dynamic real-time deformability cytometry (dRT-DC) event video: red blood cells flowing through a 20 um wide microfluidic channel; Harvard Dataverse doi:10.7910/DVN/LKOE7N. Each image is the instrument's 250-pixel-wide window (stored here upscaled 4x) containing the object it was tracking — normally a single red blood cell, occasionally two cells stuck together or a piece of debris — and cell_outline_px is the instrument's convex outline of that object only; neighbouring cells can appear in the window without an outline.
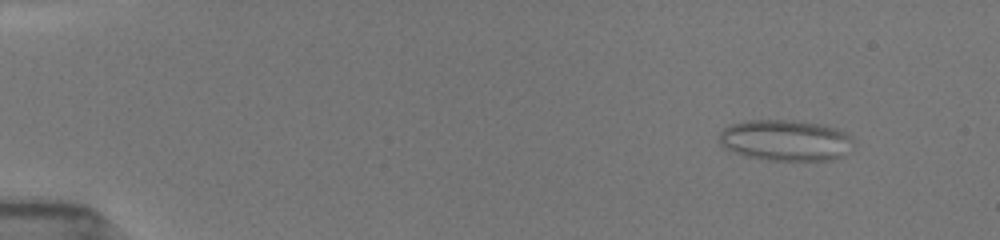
{"species": "common noctule bat (a hibernating species)", "species_latin": "Nyctalus noctula", "temperature_condition": "room temperature", "stored_images_in_passage": 21, "camera_frame_rate_fps": 3000, "um_per_image_px": 0.085, "animal": {"sex": "female", "body_mass_g": 19.5, "forearm_length_mm": 54.1}, "frame": {"image": 1, "passage_image": 4, "time_ms": 1.667, "image_size_px": [1000, 240], "cell_outline_px": [[852, 140], [844, 156], [832, 160], [768, 160], [744, 156], [724, 148], [720, 144], [720, 132], [724, 128], [732, 124], [748, 120], [784, 120], [816, 124], [836, 128], [852, 136]], "centroid_in_image_um": [66.73, 11.94], "position_along_channel_um": 18.3, "area_um2": 31.79}}
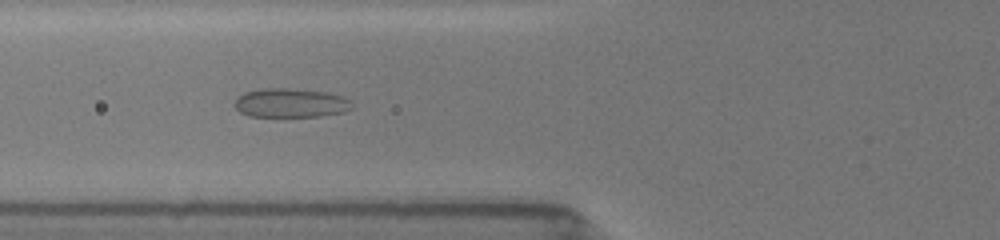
{"frame": {"image": 2, "passage_image": 16, "time_ms": 7.0, "image_size_px": [1000, 240], "cell_outline_px": [[352, 108], [344, 112], [320, 116], [248, 116], [240, 112], [236, 108], [236, 100], [244, 92], [260, 88], [288, 88], [324, 92], [344, 96], [352, 100]], "centroid_in_image_um": [24.74, 8.74], "position_along_channel_um": 101.1, "area_um2": 19.83}}
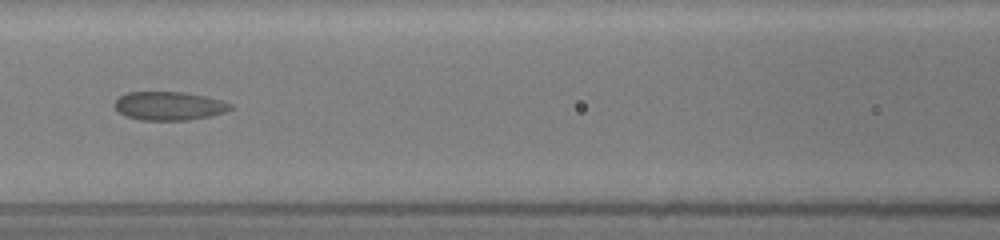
{"frame": {"image": 3, "passage_image": 19, "time_ms": 8.333, "image_size_px": [1000, 240], "cell_outline_px": [[232, 108], [224, 112], [208, 116], [188, 120], [140, 120], [124, 116], [112, 104], [124, 92], [184, 92], [204, 96], [220, 100], [232, 104]], "centroid_in_image_um": [14.32, 9.0], "position_along_channel_um": 152.3, "area_um2": 19.25}}